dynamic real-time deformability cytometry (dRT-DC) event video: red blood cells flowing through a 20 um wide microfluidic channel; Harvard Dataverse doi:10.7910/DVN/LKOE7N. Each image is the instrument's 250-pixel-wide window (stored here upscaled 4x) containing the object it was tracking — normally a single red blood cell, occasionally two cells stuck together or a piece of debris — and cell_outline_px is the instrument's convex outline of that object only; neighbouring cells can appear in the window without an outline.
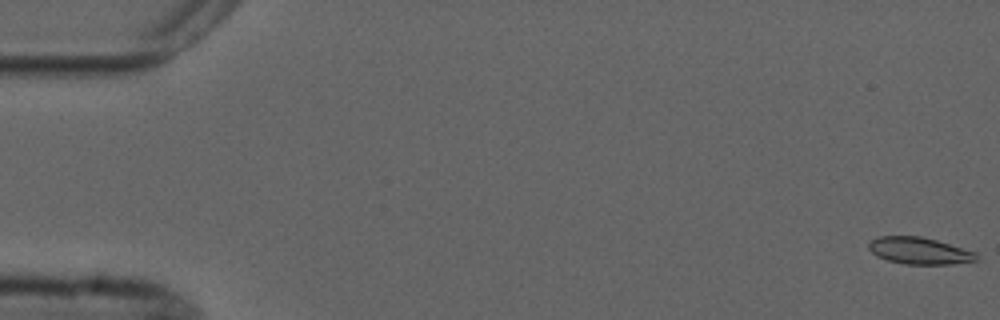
{"species": "common noctule bat (a hibernating species)", "species_latin": "Nyctalus noctula", "temperature_condition": "cold", "stored_images_in_passage": 4, "camera_frame_rate_fps": 3000, "um_per_image_px": 0.085, "animal": {"sex": "male", "forearm_length_mm": 52.5}, "frame": {"image": 1, "passage_image": 1, "time_ms": 0.0, "image_size_px": [1000, 320], "cell_outline_px": [[980, 260], [952, 264], [904, 264], [888, 260], [876, 256], [868, 248], [868, 244], [876, 236], [920, 236], [936, 240], [976, 252], [980, 256]], "centroid_in_image_um": [78.17, 21.32], "position_along_channel_um": 6.8, "area_um2": 16.94}}
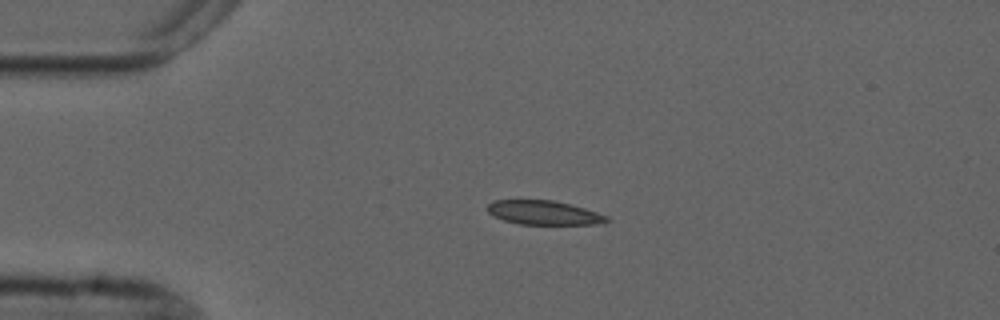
{"frame": {"image": 2, "passage_image": 4, "time_ms": 4.0, "image_size_px": [1000, 320], "cell_outline_px": [[608, 220], [604, 224], [520, 224], [504, 220], [492, 216], [488, 212], [488, 204], [492, 200], [552, 200], [584, 208], [608, 216]], "centroid_in_image_um": [46.2, 18.08], "position_along_channel_um": 38.8, "area_um2": 16.65}}